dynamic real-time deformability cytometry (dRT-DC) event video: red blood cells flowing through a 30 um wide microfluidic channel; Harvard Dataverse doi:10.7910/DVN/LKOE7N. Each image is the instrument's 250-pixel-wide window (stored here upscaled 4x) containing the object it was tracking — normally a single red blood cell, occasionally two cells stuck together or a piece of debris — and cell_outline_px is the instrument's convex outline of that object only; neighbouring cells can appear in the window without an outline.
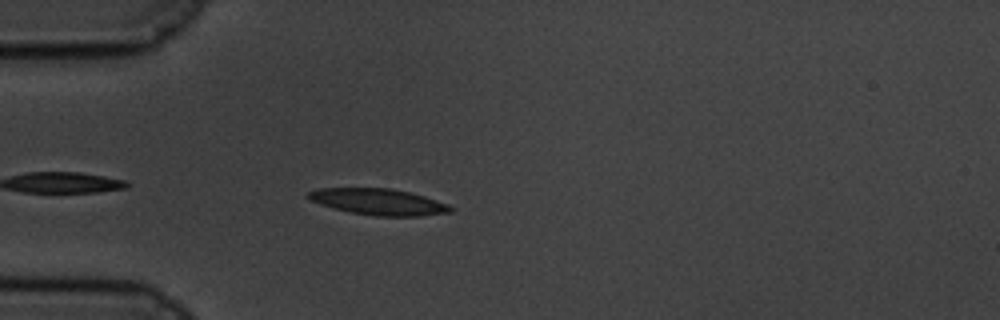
{"species": "common noctule bat (a hibernating species)", "species_latin": "Nyctalus noctula", "temperature_condition": "cold", "stored_images_in_passage": 27, "camera_frame_rate_fps": 3000, "um_per_image_px": 0.085, "animal": {"sex": "male", "body_mass_g": 19.5, "forearm_length_mm": 54.6}, "frame": {"image": 1, "passage_image": 4, "time_ms": 1.0, "image_size_px": [1000, 320], "cell_outline_px": [[456, 208], [452, 212], [420, 216], [376, 216], [352, 212], [320, 204], [312, 200], [308, 196], [308, 192], [320, 188], [392, 188], [412, 192], [448, 204]], "centroid_in_image_um": [32.26, 17.15], "position_along_channel_um": 52.7, "area_um2": 21.68}}
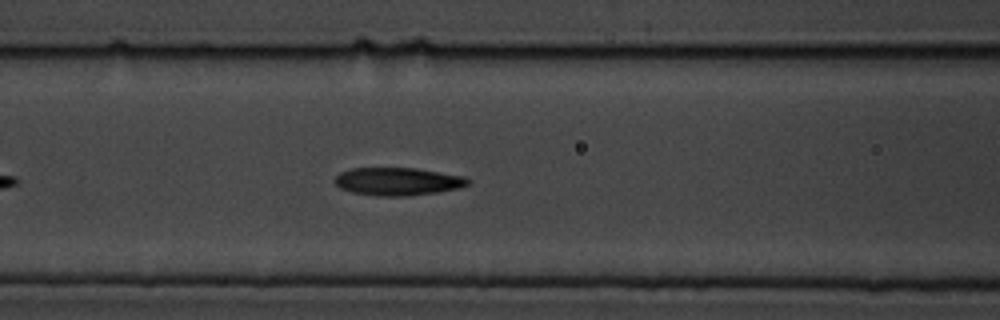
{"frame": {"image": 2, "passage_image": 12, "time_ms": 3.667, "image_size_px": [1000, 320], "cell_outline_px": [[472, 180], [468, 184], [460, 188], [440, 192], [408, 196], [376, 196], [352, 192], [340, 188], [332, 180], [340, 172], [352, 168], [416, 168], [464, 176]], "centroid_in_image_um": [33.82, 15.43], "position_along_channel_um": 132.8, "area_um2": 21.85}}
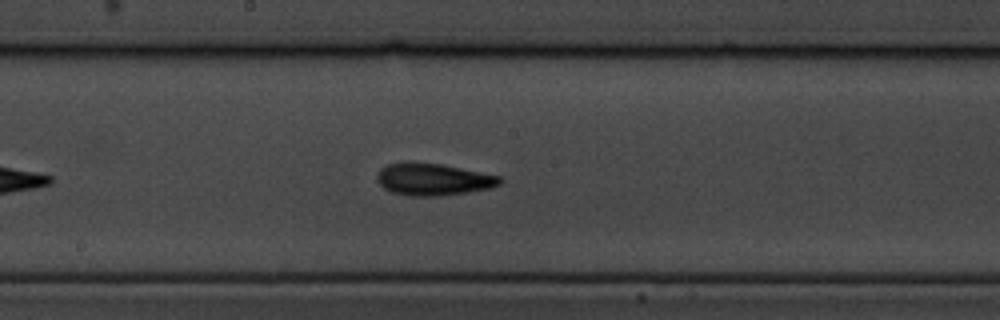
{"frame": {"image": 3, "passage_image": 19, "time_ms": 6.0, "image_size_px": [1000, 320], "cell_outline_px": [[504, 180], [500, 184], [488, 188], [468, 192], [440, 196], [408, 196], [392, 192], [384, 188], [376, 180], [376, 176], [380, 168], [388, 164], [404, 160], [440, 164], [500, 176]], "centroid_in_image_um": [36.76, 15.23], "position_along_channel_um": 211.4, "area_um2": 23.18}}